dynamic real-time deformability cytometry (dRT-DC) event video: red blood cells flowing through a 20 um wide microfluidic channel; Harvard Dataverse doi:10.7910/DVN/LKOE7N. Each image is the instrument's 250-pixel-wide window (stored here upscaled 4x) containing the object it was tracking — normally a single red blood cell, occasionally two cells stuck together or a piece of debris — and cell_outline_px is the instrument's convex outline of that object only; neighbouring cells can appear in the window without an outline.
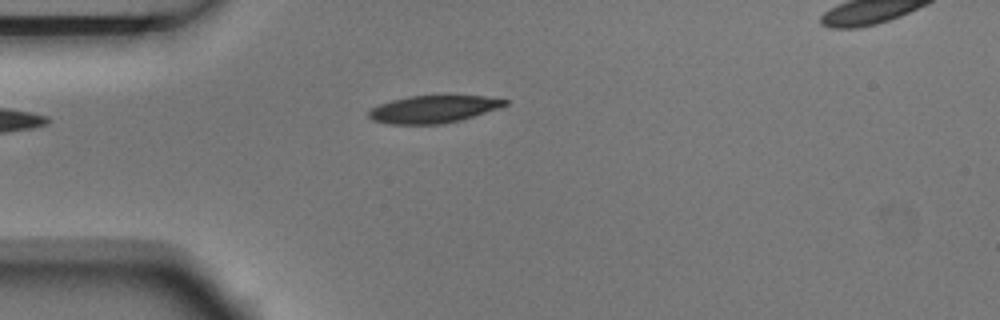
{"species": "Egyptian fruit bat (a non-hibernating species)", "species_latin": "Rousettus aegyptiacus", "temperature_condition": "room temperature", "stored_images_in_passage": 4, "camera_frame_rate_fps": 3000, "um_per_image_px": 0.085, "animal": {"sex": "male"}, "frame": {"image": 1, "passage_image": 4, "time_ms": 1.0, "image_size_px": [1000, 320], "cell_outline_px": [[508, 104], [460, 120], [440, 124], [392, 124], [372, 120], [368, 116], [368, 112], [372, 108], [380, 104], [392, 100], [408, 96], [448, 92], [484, 96], [508, 100]], "centroid_in_image_um": [36.85, 9.22], "position_along_channel_um": 48.2, "area_um2": 22.43}}